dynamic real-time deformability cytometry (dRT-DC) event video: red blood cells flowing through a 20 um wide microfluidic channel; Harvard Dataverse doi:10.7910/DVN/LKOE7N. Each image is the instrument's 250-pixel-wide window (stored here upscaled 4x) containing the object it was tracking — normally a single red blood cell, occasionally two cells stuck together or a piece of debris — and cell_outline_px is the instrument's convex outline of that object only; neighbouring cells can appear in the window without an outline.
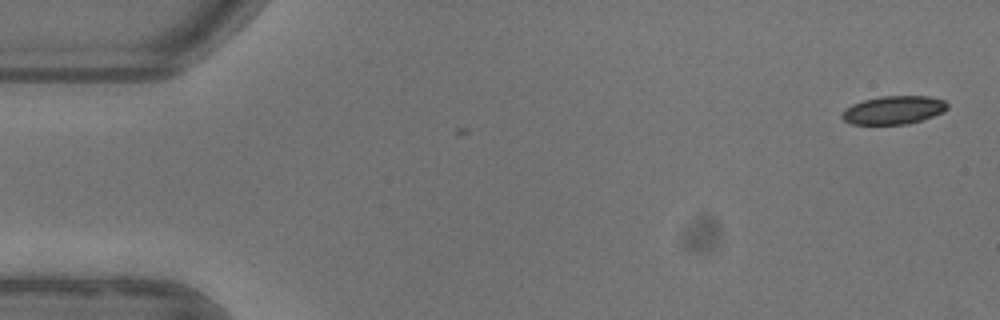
{"species": "common noctule bat (a hibernating species)", "species_latin": "Nyctalus noctula", "temperature_condition": "warm", "stored_images_in_passage": 3, "camera_frame_rate_fps": 3000, "um_per_image_px": 0.085, "animal": {"sex": "female"}, "frame": {"image": 1, "passage_image": 3, "time_ms": 0.667, "image_size_px": [1000, 320], "cell_outline_px": [[948, 108], [944, 112], [908, 124], [852, 124], [844, 120], [840, 116], [840, 112], [844, 108], [852, 104], [864, 100], [880, 96], [928, 96], [944, 100], [948, 104]], "centroid_in_image_um": [75.93, 9.35], "position_along_channel_um": 9.1, "area_um2": 17.46}}